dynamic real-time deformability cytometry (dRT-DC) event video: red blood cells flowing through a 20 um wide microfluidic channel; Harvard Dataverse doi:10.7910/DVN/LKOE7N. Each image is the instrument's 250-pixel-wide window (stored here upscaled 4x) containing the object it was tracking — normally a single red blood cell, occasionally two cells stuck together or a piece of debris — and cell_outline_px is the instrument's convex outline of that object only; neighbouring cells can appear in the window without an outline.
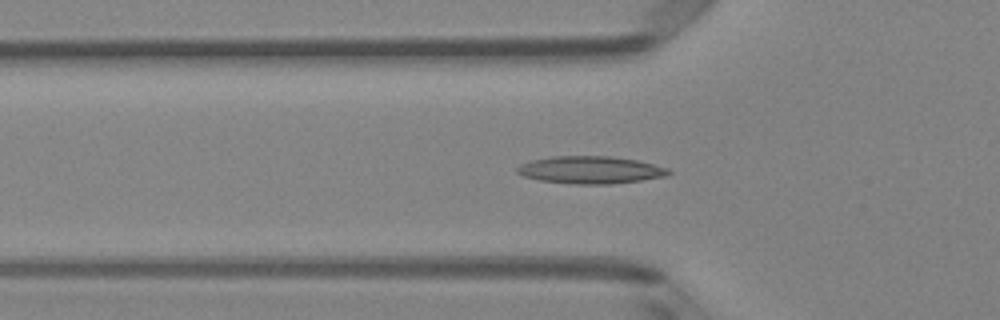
{"species": "Egyptian fruit bat (a non-hibernating species)", "species_latin": "Rousettus aegyptiacus", "temperature_condition": "room temperature", "stored_images_in_passage": 38, "camera_frame_rate_fps": 3000, "um_per_image_px": 0.085, "animal": {"sex": "female"}, "frame": {"image": 1, "passage_image": 4, "time_ms": 1.0, "image_size_px": [1000, 320], "cell_outline_px": [[672, 172], [668, 176], [612, 184], [572, 184], [540, 180], [524, 176], [516, 172], [516, 168], [520, 164], [532, 160], [552, 156], [612, 156], [636, 160], [668, 168]], "centroid_in_image_um": [50.19, 14.44], "position_along_channel_um": 75.6, "area_um2": 24.22}}
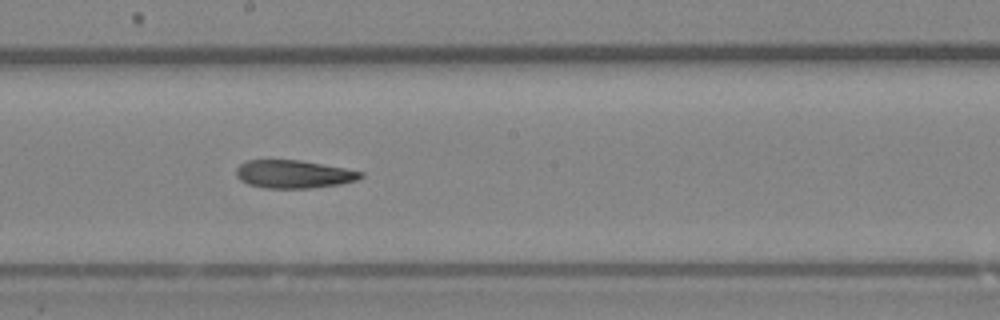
{"frame": {"image": 2, "passage_image": 15, "time_ms": 4.667, "image_size_px": [1000, 320], "cell_outline_px": [[364, 176], [356, 180], [340, 184], [312, 188], [264, 188], [248, 184], [240, 180], [236, 176], [236, 168], [240, 164], [248, 160], [300, 160], [344, 168], [364, 172]], "centroid_in_image_um": [24.95, 14.8], "position_along_channel_um": 223.3, "area_um2": 20.35}}
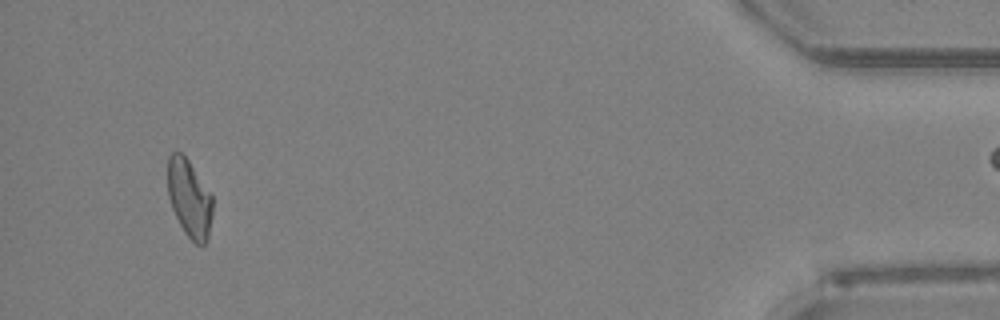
{"frame": {"image": 3, "passage_image": 35, "time_ms": 11.333, "image_size_px": [1000, 320], "cell_outline_px": [[212, 216], [208, 240], [204, 244], [196, 244], [184, 232], [172, 208], [168, 196], [168, 156], [172, 152], [180, 152], [188, 160], [212, 196]], "centroid_in_image_um": [16.09, 16.88], "position_along_channel_um": 419.1, "area_um2": 20.11}, "authors_computed_cell_mechanics": {"area_um2": 20.9236, "velocity_mm_per_s": 4.0393, "shape_relaxation_time_tau1_ms": null, "shape_relaxation_time_tau2_ms": 6.3823, "deformation_change_tau1": null, "deformation_change_tau2": 0.159}}